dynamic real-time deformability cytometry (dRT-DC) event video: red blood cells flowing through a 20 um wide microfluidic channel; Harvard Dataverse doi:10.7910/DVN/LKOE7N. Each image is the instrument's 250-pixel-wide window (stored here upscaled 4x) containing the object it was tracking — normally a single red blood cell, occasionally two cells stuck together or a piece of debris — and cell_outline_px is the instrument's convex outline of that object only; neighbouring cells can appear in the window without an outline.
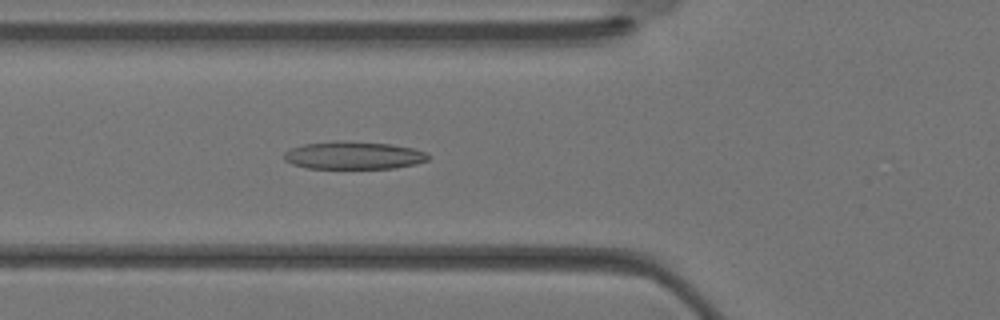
{"species": "Egyptian fruit bat (a non-hibernating species)", "species_latin": "Rousettus aegyptiacus", "temperature_condition": "warm", "stored_images_in_passage": 28, "camera_frame_rate_fps": 3000, "um_per_image_px": 0.085, "animal": {"sex": "female"}, "frame": {"image": 1, "passage_image": 7, "time_ms": 2.0, "image_size_px": [1000, 320], "cell_outline_px": [[432, 156], [428, 160], [416, 164], [392, 168], [308, 168], [292, 164], [284, 160], [284, 152], [292, 148], [304, 144], [332, 140], [344, 140], [388, 144], [412, 148], [428, 152]], "centroid_in_image_um": [30.07, 13.2], "position_along_channel_um": 95.7, "area_um2": 23.47}}
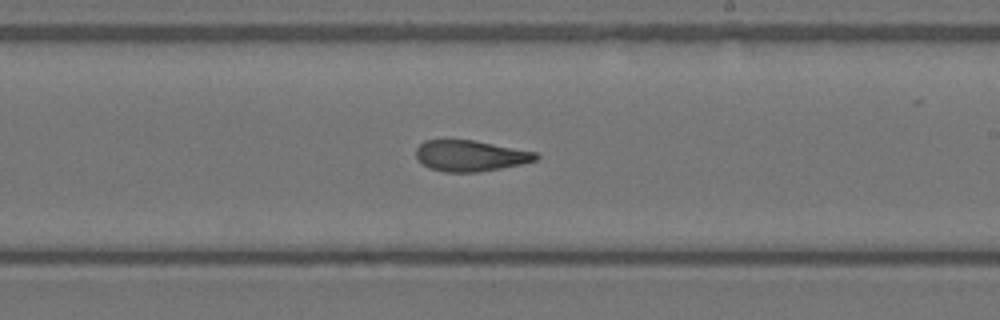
{"frame": {"image": 2, "passage_image": 15, "time_ms": 4.667, "image_size_px": [1000, 320], "cell_outline_px": [[540, 156], [536, 160], [520, 164], [500, 168], [476, 172], [444, 172], [428, 168], [416, 156], [416, 148], [424, 140], [472, 140], [536, 152]], "centroid_in_image_um": [39.96, 13.24], "position_along_channel_um": 249.0, "area_um2": 21.39}}
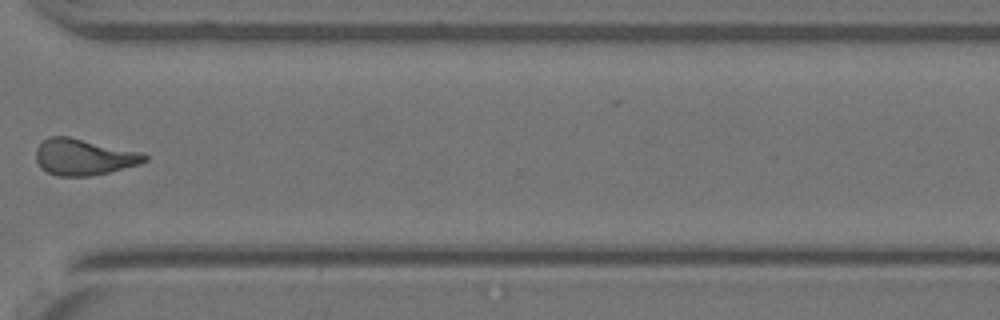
{"frame": {"image": 3, "passage_image": 21, "time_ms": 6.667, "image_size_px": [1000, 320], "cell_outline_px": [[148, 160], [140, 164], [108, 172], [88, 176], [56, 176], [40, 168], [36, 160], [36, 148], [48, 136], [68, 136], [140, 152], [148, 156]], "centroid_in_image_um": [7.09, 13.35], "position_along_channel_um": 363.5, "area_um2": 22.89}}